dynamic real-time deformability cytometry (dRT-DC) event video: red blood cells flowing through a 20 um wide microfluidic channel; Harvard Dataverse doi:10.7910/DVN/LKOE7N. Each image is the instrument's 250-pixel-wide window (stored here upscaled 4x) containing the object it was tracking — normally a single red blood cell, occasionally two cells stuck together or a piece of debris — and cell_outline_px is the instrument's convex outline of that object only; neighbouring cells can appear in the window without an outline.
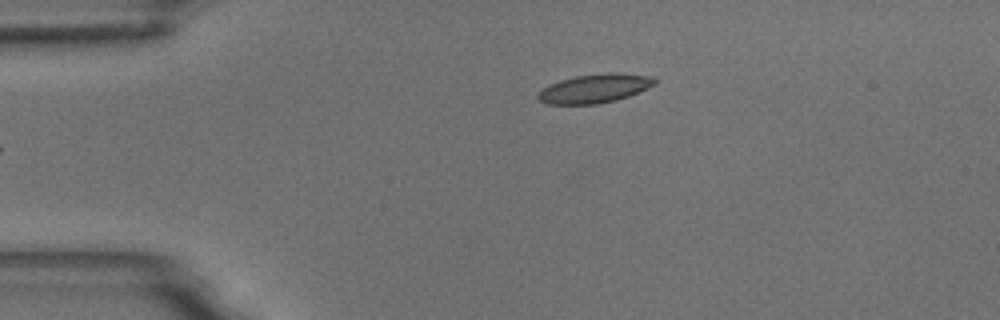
{"species": "common noctule bat (a hibernating species)", "species_latin": "Nyctalus noctula", "temperature_condition": "room temperature", "stored_images_in_passage": 5, "camera_frame_rate_fps": 3000, "um_per_image_px": 0.085, "animal": {"sex": "male", "body_mass_g": 18.8}, "frame": {"image": 1, "passage_image": 5, "time_ms": 4.667, "image_size_px": [1000, 320], "cell_outline_px": [[660, 80], [656, 84], [648, 88], [628, 96], [616, 100], [596, 104], [548, 104], [540, 100], [536, 96], [536, 92], [548, 84], [560, 80], [576, 76], [608, 72], [616, 72], [656, 76]], "centroid_in_image_um": [50.58, 7.5], "position_along_channel_um": 34.4, "area_um2": 20.0}}